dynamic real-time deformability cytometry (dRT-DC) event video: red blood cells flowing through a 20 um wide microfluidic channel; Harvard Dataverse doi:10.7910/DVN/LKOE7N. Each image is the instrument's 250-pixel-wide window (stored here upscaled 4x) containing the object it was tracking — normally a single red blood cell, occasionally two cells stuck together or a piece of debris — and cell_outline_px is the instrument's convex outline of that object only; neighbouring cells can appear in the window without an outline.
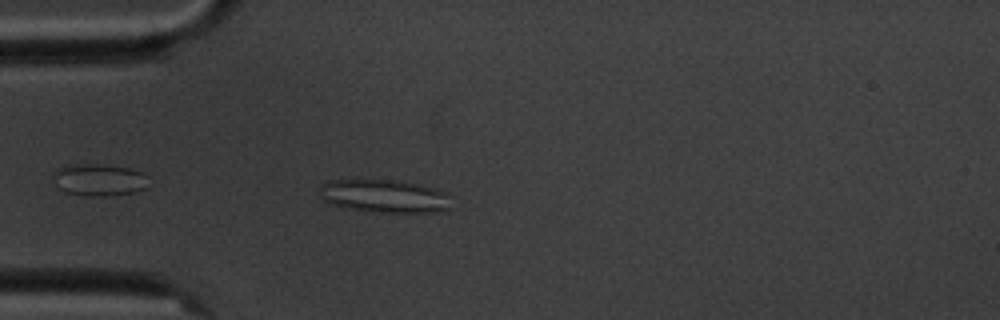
{"species": "common noctule bat (a hibernating species)", "species_latin": "Nyctalus noctula", "temperature_condition": "cold", "stored_images_in_passage": 11, "camera_frame_rate_fps": 3000, "um_per_image_px": 0.085, "animal": {"sex": "male", "body_mass_g": 20.1, "forearm_length_mm": 53.5}, "frame": {"image": 1, "passage_image": 4, "time_ms": 4.333, "image_size_px": [1000, 320], "cell_outline_px": [[448, 208], [440, 212], [380, 212], [352, 208], [336, 204], [324, 200], [320, 196], [320, 184], [328, 180], [388, 180], [420, 184], [440, 188], [448, 192]], "centroid_in_image_um": [32.72, 16.65], "position_along_channel_um": 52.3, "area_um2": 25.09}}
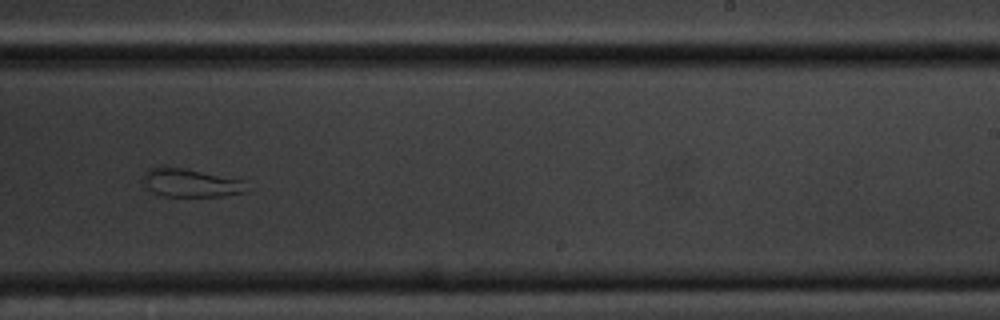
{"frame": {"image": 2, "passage_image": 10, "time_ms": 11.0, "image_size_px": [1000, 320], "cell_outline_px": [[244, 192], [220, 196], [164, 196], [152, 192], [148, 188], [144, 180], [144, 176], [148, 168], [164, 164], [244, 180]], "centroid_in_image_um": [16.14, 15.51], "position_along_channel_um": 272.9, "area_um2": 16.99}}
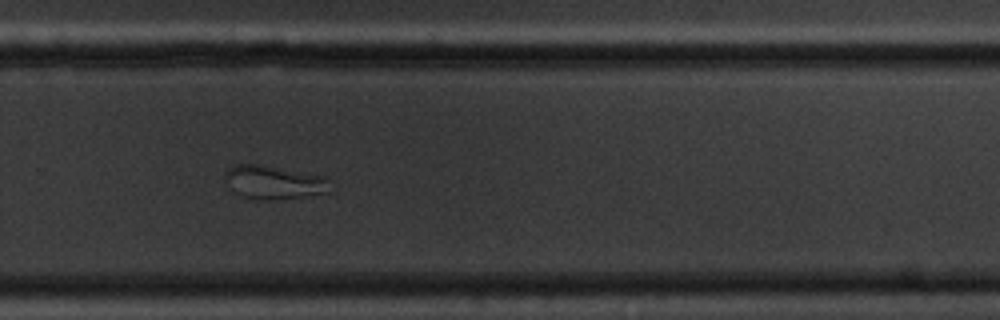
{"frame": {"image": 3, "passage_image": 11, "time_ms": 12.0, "image_size_px": [1000, 320], "cell_outline_px": [[328, 192], [304, 196], [276, 200], [252, 200], [240, 196], [224, 184], [224, 172], [228, 168], [236, 164], [264, 164], [324, 176], [328, 180]], "centroid_in_image_um": [23.17, 15.49], "position_along_channel_um": 306.6, "area_um2": 20.98}}